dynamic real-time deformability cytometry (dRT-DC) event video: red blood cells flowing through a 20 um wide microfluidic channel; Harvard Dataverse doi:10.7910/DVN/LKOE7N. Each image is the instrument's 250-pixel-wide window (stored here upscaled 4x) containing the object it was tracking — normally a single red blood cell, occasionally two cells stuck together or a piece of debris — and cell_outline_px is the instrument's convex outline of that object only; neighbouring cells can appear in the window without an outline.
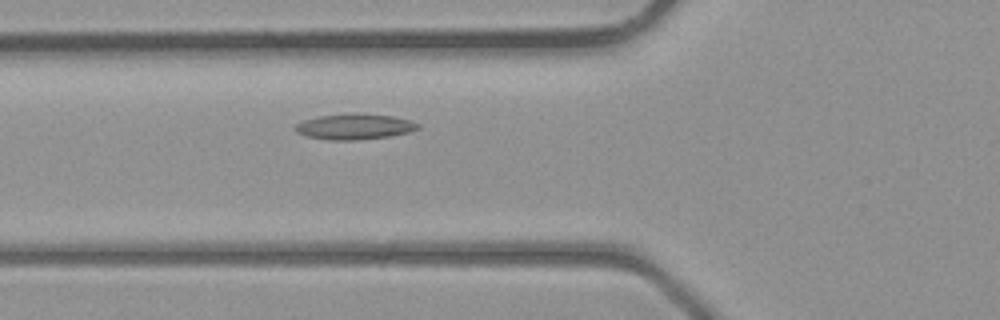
{"species": "common noctule bat (a hibernating species)", "species_latin": "Nyctalus noctula", "temperature_condition": "room temperature", "stored_images_in_passage": 29, "camera_frame_rate_fps": 3000, "um_per_image_px": 0.085, "animal": {"sex": "male", "body_mass_g": 23.1, "forearm_length_mm": 52.7}, "frame": {"image": 1, "passage_image": 3, "time_ms": 0.667, "image_size_px": [1000, 320], "cell_outline_px": [[420, 128], [408, 132], [388, 136], [356, 140], [328, 140], [308, 136], [296, 132], [292, 128], [296, 124], [304, 120], [320, 116], [392, 116], [408, 120], [420, 124]], "centroid_in_image_um": [30.1, 10.81], "position_along_channel_um": 95.7, "area_um2": 17.28}}
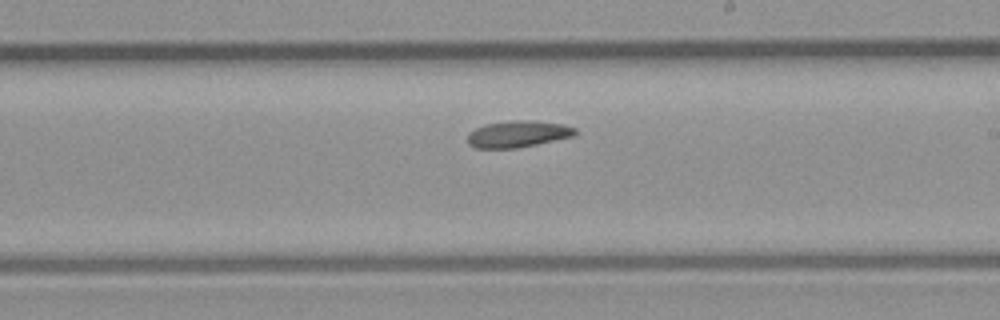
{"frame": {"image": 2, "passage_image": 12, "time_ms": 3.667, "image_size_px": [1000, 320], "cell_outline_px": [[576, 136], [516, 148], [476, 148], [468, 144], [468, 132], [476, 128], [488, 124], [512, 120], [528, 120], [564, 124], [576, 128]], "centroid_in_image_um": [44.04, 11.39], "position_along_channel_um": 245.0, "area_um2": 16.65}}
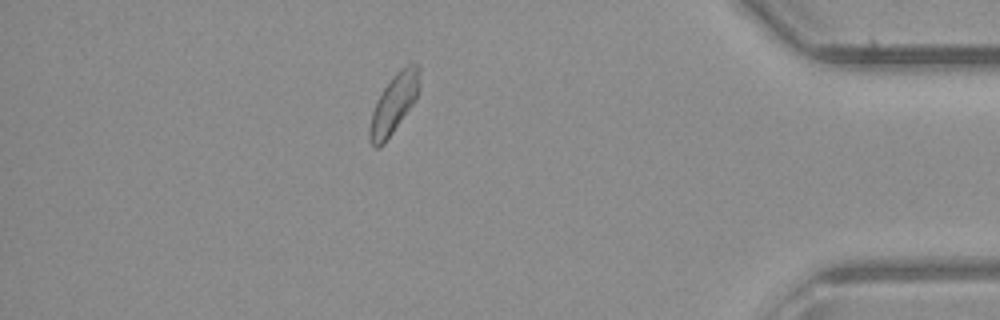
{"frame": {"image": 3, "passage_image": 24, "time_ms": 7.667, "image_size_px": [1000, 320], "cell_outline_px": [[420, 84], [416, 100], [384, 144], [380, 148], [376, 148], [368, 140], [368, 128], [372, 112], [376, 100], [392, 76], [400, 68], [412, 60], [420, 64]], "centroid_in_image_um": [33.5, 8.77], "position_along_channel_um": 401.7, "area_um2": 17.69}}